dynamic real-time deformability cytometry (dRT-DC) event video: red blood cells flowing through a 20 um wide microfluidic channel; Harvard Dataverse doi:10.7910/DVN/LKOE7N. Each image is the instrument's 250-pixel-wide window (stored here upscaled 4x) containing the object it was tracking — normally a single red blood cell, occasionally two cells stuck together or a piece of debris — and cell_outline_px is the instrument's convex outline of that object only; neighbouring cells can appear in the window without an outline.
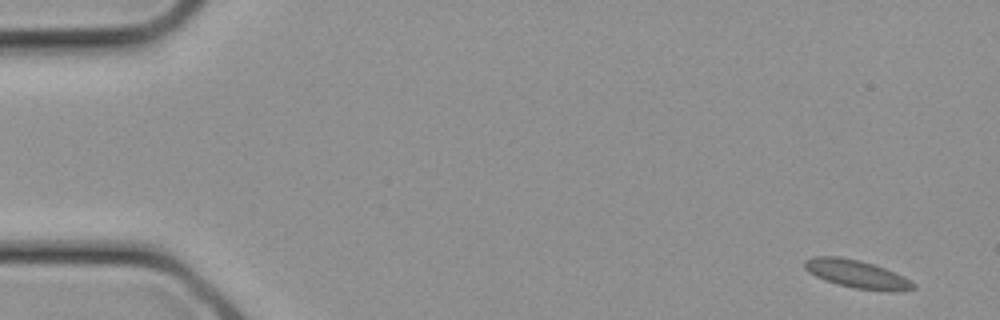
{"species": "common noctule bat (a hibernating species)", "species_latin": "Nyctalus noctula", "temperature_condition": "cold", "stored_images_in_passage": 28, "camera_frame_rate_fps": 3000, "um_per_image_px": 0.085, "animal": {"sex": "female", "body_mass_g": 21.9}, "frame": {"image": 1, "passage_image": 1, "time_ms": 0.0, "image_size_px": [1000, 320], "cell_outline_px": [[916, 288], [856, 288], [836, 284], [824, 280], [808, 272], [804, 268], [804, 260], [812, 256], [840, 256], [860, 260], [896, 272], [912, 280], [916, 284]], "centroid_in_image_um": [72.7, 23.22], "position_along_channel_um": 12.3, "area_um2": 17.11}}
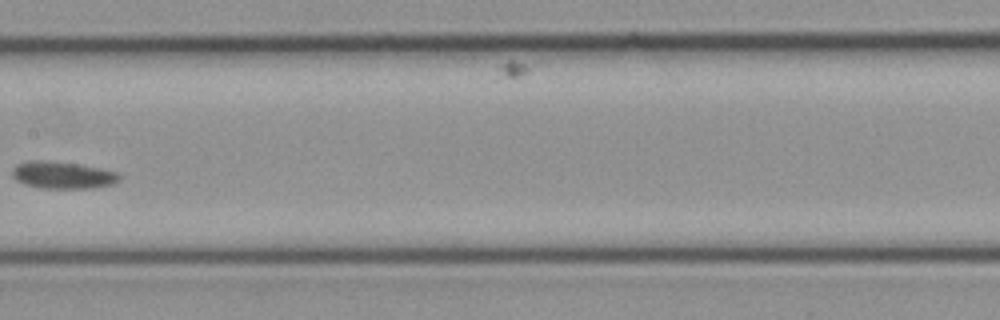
{"frame": {"image": 2, "passage_image": 14, "time_ms": 4.333, "image_size_px": [1000, 320], "cell_outline_px": [[120, 180], [112, 184], [92, 188], [40, 188], [24, 184], [16, 180], [12, 176], [12, 168], [16, 164], [28, 160], [44, 160], [76, 164], [100, 168], [120, 172]], "centroid_in_image_um": [5.31, 14.88], "position_along_channel_um": 202.1, "area_um2": 17.05}}
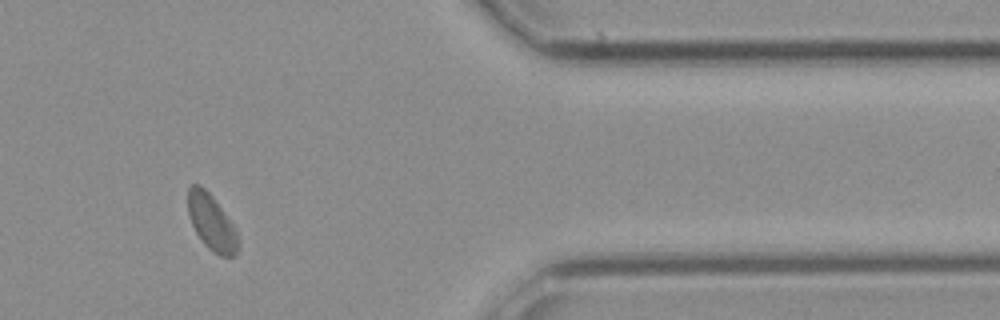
{"frame": {"image": 3, "passage_image": 23, "time_ms": 7.333, "image_size_px": [1000, 320], "cell_outline_px": [[236, 256], [220, 256], [212, 252], [204, 244], [196, 232], [192, 224], [188, 212], [188, 188], [192, 184], [200, 184], [212, 196], [232, 224], [236, 232]], "centroid_in_image_um": [17.94, 18.89], "position_along_channel_um": 393.5, "area_um2": 15.84}}